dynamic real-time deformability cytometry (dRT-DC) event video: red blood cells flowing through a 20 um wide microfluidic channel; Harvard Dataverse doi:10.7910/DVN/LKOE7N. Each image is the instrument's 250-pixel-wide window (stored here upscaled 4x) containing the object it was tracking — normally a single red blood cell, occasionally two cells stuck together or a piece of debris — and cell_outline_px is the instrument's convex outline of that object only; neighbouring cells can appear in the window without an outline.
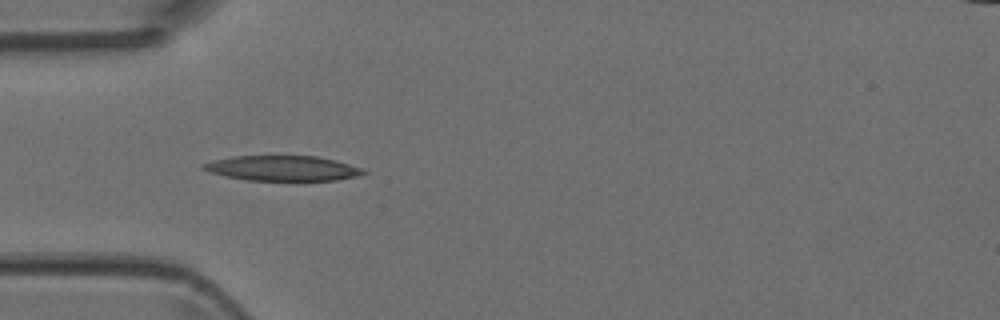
{"species": "Egyptian fruit bat (a non-hibernating species)", "species_latin": "Rousettus aegyptiacus", "temperature_condition": "room temperature", "stored_images_in_passage": 4, "camera_frame_rate_fps": 3000, "um_per_image_px": 0.085, "animal": {"sex": "female"}, "frame": {"image": 1, "passage_image": 4, "time_ms": 1.0, "image_size_px": [1000, 320], "cell_outline_px": [[368, 172], [356, 176], [336, 180], [248, 180], [228, 176], [212, 172], [200, 168], [200, 164], [212, 160], [232, 156], [316, 156], [336, 160], [364, 168]], "centroid_in_image_um": [24.03, 14.29], "position_along_channel_um": 61.0, "area_um2": 23.35}}